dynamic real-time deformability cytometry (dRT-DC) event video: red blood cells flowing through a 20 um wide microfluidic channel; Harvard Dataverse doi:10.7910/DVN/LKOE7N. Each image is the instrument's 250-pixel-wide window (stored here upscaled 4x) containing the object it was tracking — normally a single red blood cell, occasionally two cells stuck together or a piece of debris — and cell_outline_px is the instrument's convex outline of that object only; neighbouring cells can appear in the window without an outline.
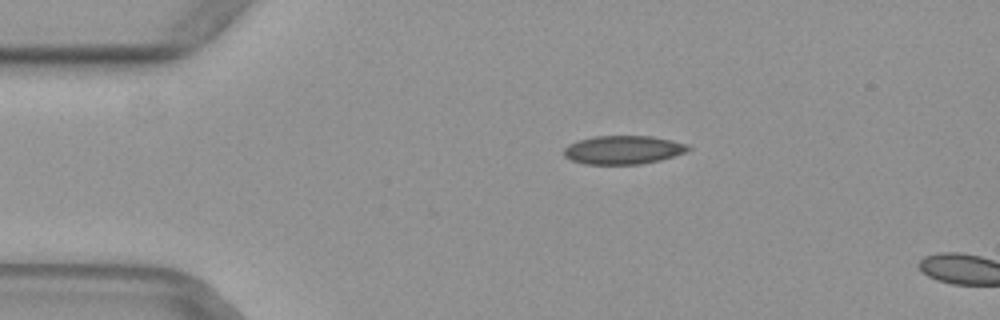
{"species": "common noctule bat (a hibernating species)", "species_latin": "Nyctalus noctula", "temperature_condition": "warm", "stored_images_in_passage": 12, "camera_frame_rate_fps": 3000, "um_per_image_px": 0.085, "animal": {"sex": "female", "body_mass_g": 29.2, "forearm_length_mm": 56.3}, "frame": {"image": 1, "passage_image": 10, "time_ms": 3.0, "image_size_px": [1000, 320], "cell_outline_px": [[692, 148], [684, 152], [660, 160], [640, 164], [584, 164], [572, 160], [564, 156], [564, 148], [568, 144], [592, 136], [652, 136], [672, 140], [688, 144]], "centroid_in_image_um": [52.96, 12.73], "position_along_channel_um": 32.0, "area_um2": 20.63}}